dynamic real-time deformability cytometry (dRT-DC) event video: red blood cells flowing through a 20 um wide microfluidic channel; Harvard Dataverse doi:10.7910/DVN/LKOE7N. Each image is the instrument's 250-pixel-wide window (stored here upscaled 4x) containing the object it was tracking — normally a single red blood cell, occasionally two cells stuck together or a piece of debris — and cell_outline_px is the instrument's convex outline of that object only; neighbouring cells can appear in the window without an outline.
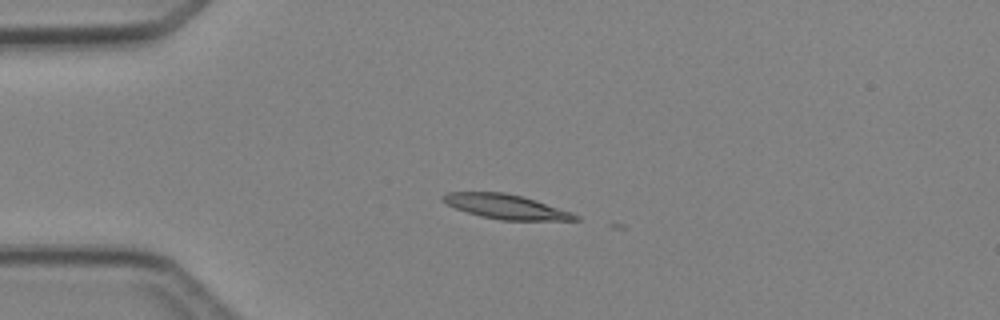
{"species": "Egyptian fruit bat (a non-hibernating species)", "species_latin": "Rousettus aegyptiacus", "temperature_condition": "cold", "stored_images_in_passage": 5, "camera_frame_rate_fps": 3000, "um_per_image_px": 0.085, "animal": {"sex": "female"}, "frame": {"image": 1, "passage_image": 3, "time_ms": 2.333, "image_size_px": [1000, 320], "cell_outline_px": [[580, 220], [500, 220], [480, 216], [456, 208], [440, 200], [440, 196], [448, 192], [504, 192], [524, 196], [572, 212], [580, 216]], "centroid_in_image_um": [43.01, 17.56], "position_along_channel_um": 42.0, "area_um2": 18.96}}